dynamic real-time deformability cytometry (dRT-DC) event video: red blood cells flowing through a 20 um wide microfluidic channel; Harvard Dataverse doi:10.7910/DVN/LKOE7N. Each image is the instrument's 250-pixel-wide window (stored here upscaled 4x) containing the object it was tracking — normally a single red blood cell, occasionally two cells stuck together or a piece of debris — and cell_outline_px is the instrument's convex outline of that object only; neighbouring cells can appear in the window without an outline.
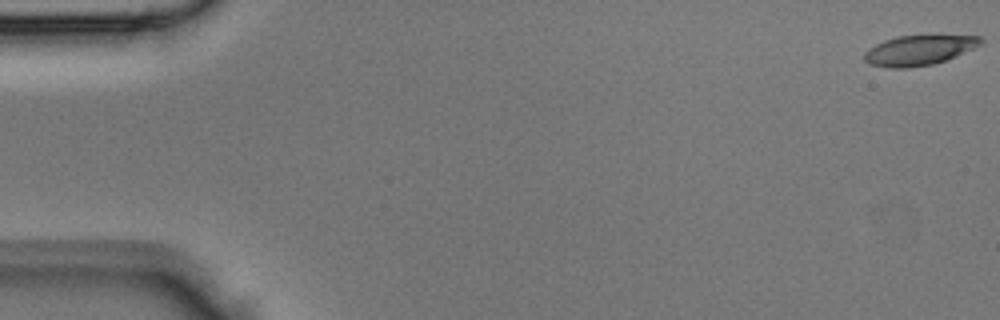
{"species": "Egyptian fruit bat (a non-hibernating species)", "species_latin": "Rousettus aegyptiacus", "temperature_condition": "room temperature", "stored_images_in_passage": 14, "camera_frame_rate_fps": 3000, "um_per_image_px": 0.085, "animal": {"sex": "male"}, "frame": {"image": 1, "passage_image": 1, "time_ms": 0.0, "image_size_px": [1000, 320], "cell_outline_px": [[984, 40], [980, 44], [956, 56], [932, 64], [908, 68], [888, 68], [868, 64], [864, 60], [864, 52], [868, 48], [884, 40], [896, 36], [980, 36]], "centroid_in_image_um": [78.04, 4.28], "position_along_channel_um": 7.0, "area_um2": 20.11}}
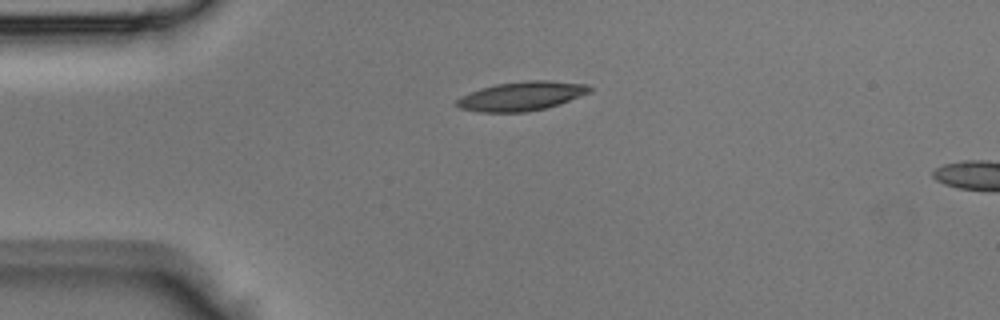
{"frame": {"image": 2, "passage_image": 11, "time_ms": 3.333, "image_size_px": [1000, 320], "cell_outline_px": [[592, 92], [560, 104], [544, 108], [524, 112], [480, 112], [460, 108], [456, 104], [456, 100], [460, 96], [480, 88], [496, 84], [528, 80], [548, 80], [588, 84], [592, 88]], "centroid_in_image_um": [44.36, 8.16], "position_along_channel_um": 40.6, "area_um2": 22.6}}